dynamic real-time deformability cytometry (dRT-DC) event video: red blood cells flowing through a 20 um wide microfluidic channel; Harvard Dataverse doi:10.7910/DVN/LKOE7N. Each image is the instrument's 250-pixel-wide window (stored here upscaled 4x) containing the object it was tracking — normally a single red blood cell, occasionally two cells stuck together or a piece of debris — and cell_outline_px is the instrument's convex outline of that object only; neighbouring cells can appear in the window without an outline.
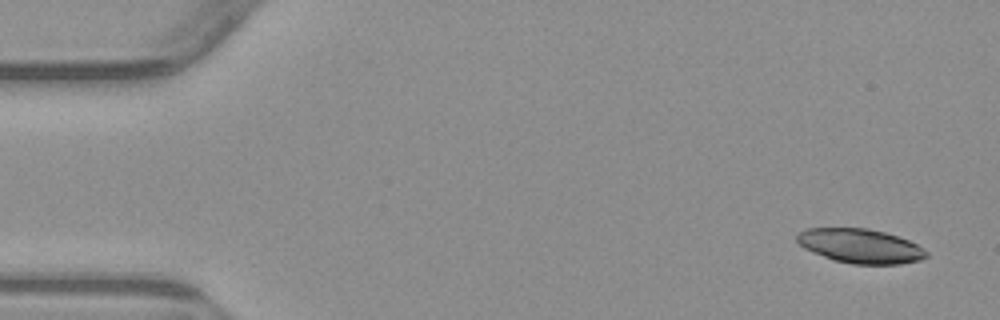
{"species": "common noctule bat (a hibernating species)", "species_latin": "Nyctalus noctula", "temperature_condition": "warm", "stored_images_in_passage": 5, "camera_frame_rate_fps": 3000, "um_per_image_px": 0.085, "animal": {"sex": "male", "body_mass_g": 23.1, "forearm_length_mm": 52.7}, "frame": {"image": 1, "passage_image": 1, "time_ms": 0.0, "image_size_px": [1000, 320], "cell_outline_px": [[928, 256], [920, 260], [900, 264], [852, 264], [832, 260], [812, 252], [804, 248], [796, 240], [796, 236], [800, 232], [808, 228], [868, 228], [884, 232], [908, 240], [924, 248], [928, 252]], "centroid_in_image_um": [73.13, 20.91], "position_along_channel_um": 11.9, "area_um2": 25.89}}
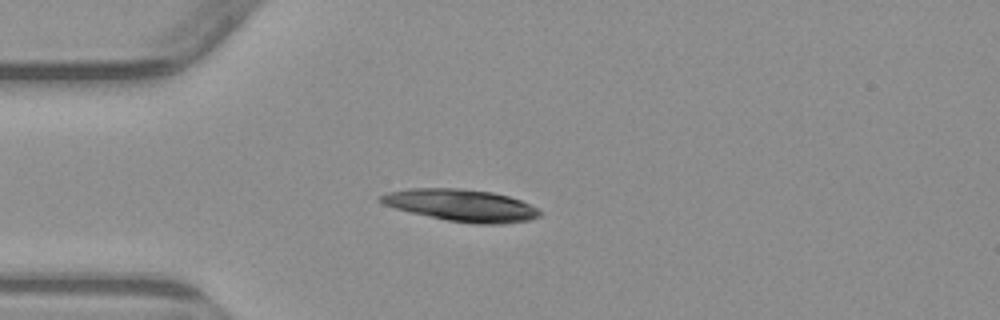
{"frame": {"image": 2, "passage_image": 4, "time_ms": 3.667, "image_size_px": [1000, 320], "cell_outline_px": [[544, 212], [540, 216], [528, 220], [504, 224], [476, 224], [448, 220], [412, 212], [396, 208], [384, 204], [376, 200], [380, 196], [388, 192], [408, 188], [460, 188], [492, 192], [508, 196], [520, 200]], "centroid_in_image_um": [39.23, 17.44], "position_along_channel_um": 45.8, "area_um2": 29.54}}